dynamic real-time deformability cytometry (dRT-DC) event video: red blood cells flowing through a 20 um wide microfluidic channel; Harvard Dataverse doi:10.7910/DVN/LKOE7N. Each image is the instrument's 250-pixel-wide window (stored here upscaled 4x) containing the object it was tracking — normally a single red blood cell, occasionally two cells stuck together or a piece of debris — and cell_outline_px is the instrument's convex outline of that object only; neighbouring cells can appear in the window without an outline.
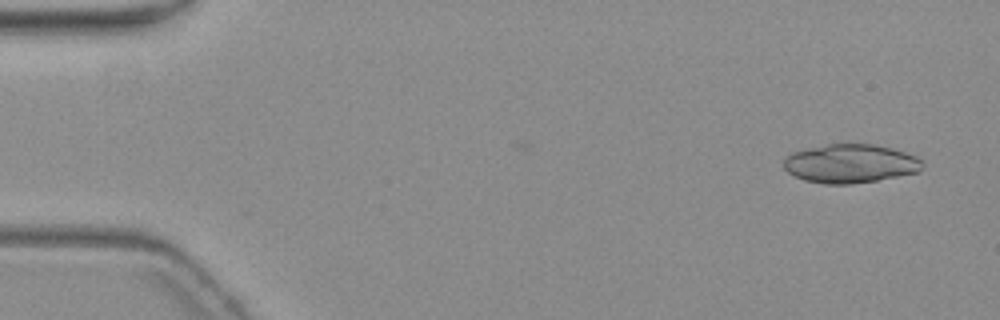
{"species": "common noctule bat (a hibernating species)", "species_latin": "Nyctalus noctula", "temperature_condition": "warm", "stored_images_in_passage": 2, "camera_frame_rate_fps": 3000, "um_per_image_px": 0.085, "animal": {"sex": "female", "body_mass_g": 19.3, "forearm_length_mm": 54.1}, "frame": {"image": 1, "passage_image": 2, "time_ms": 2.0, "image_size_px": [1000, 320], "cell_outline_px": [[924, 168], [920, 172], [876, 180], [852, 184], [824, 184], [804, 180], [788, 172], [784, 168], [784, 156], [792, 152], [808, 148], [848, 140], [876, 144], [892, 148], [916, 156], [924, 164]], "centroid_in_image_um": [72.29, 13.86], "position_along_channel_um": 12.7, "area_um2": 32.14}}